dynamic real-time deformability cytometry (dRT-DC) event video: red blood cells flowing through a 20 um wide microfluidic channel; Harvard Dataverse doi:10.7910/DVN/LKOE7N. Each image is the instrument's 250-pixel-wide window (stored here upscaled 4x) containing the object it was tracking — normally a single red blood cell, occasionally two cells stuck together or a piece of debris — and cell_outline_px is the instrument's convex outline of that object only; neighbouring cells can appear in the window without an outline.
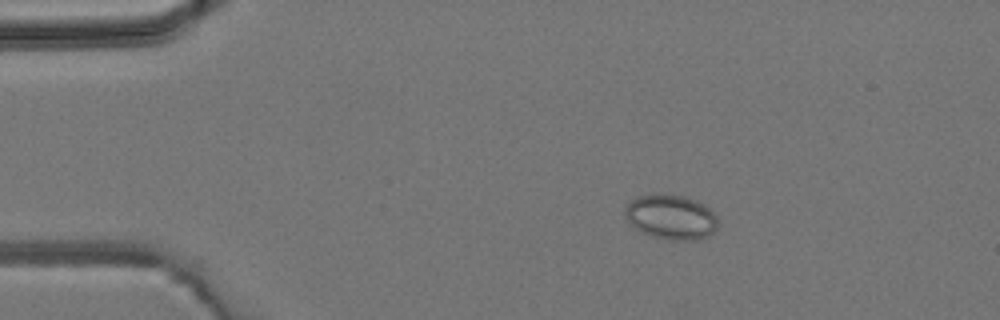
{"species": "common noctule bat (a hibernating species)", "species_latin": "Nyctalus noctula", "temperature_condition": "room temperature", "stored_images_in_passage": 5, "camera_frame_rate_fps": 3000, "um_per_image_px": 0.085, "animal": {"sex": "male", "body_mass_g": 19.2, "forearm_length_mm": 51.8}, "frame": {"image": 1, "passage_image": 3, "time_ms": 2.333, "image_size_px": [1000, 320], "cell_outline_px": [[716, 232], [708, 236], [696, 240], [668, 240], [652, 236], [640, 232], [624, 216], [624, 208], [632, 200], [640, 196], [684, 196], [696, 200], [704, 204], [716, 216]], "centroid_in_image_um": [57.05, 18.49], "position_along_channel_um": 28.0, "area_um2": 23.81}}